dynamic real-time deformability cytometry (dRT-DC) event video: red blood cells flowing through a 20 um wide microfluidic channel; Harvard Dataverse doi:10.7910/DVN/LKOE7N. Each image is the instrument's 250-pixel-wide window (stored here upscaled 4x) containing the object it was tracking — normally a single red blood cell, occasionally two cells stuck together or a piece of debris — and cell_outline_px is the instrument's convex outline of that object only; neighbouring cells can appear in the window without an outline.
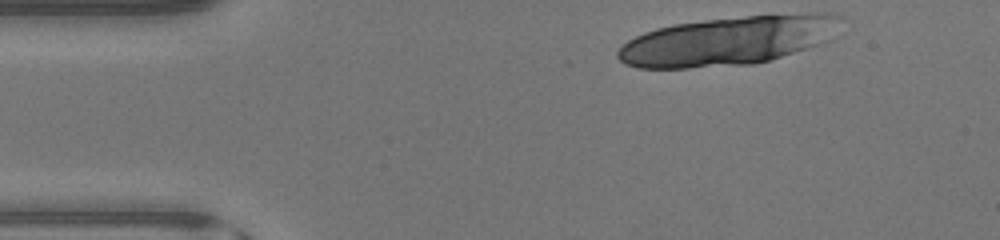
{"species": "human", "species_latin": "Homo sapiens", "temperature_condition": "warm", "stored_images_in_passage": 18, "camera_frame_rate_fps": 3000, "um_per_image_px": 0.085, "donor": {"sex": "male"}, "frame": {"image": 1, "passage_image": 1, "time_ms": 0.0, "image_size_px": [1000, 240], "cell_outline_px": [[844, 16], [832, 40], [820, 44], [768, 60], [752, 64], [688, 68], [636, 68], [624, 64], [616, 56], [616, 52], [628, 40], [644, 32], [656, 28], [672, 24], [704, 20], [744, 16], [808, 12], [828, 12]], "centroid_in_image_um": [61.93, 3.44], "position_along_channel_um": 23.1, "area_um2": 64.16}}
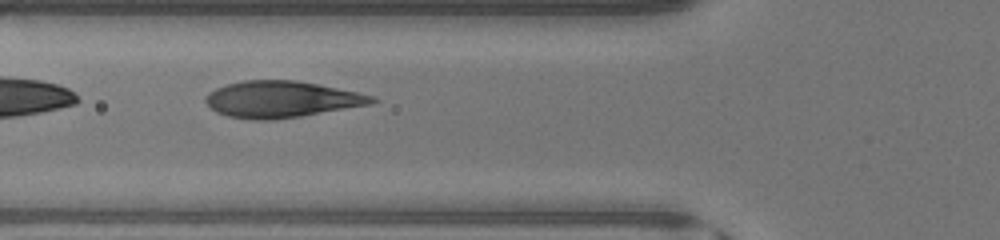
{"frame": {"image": 2, "passage_image": 12, "time_ms": 3.667, "image_size_px": [1000, 240], "cell_outline_px": [[380, 100], [372, 104], [300, 116], [272, 120], [252, 120], [228, 116], [216, 112], [204, 100], [204, 96], [208, 92], [216, 88], [228, 84], [244, 80], [296, 80], [356, 92], [372, 96]], "centroid_in_image_um": [23.89, 8.44], "position_along_channel_um": 101.9, "area_um2": 35.14}}
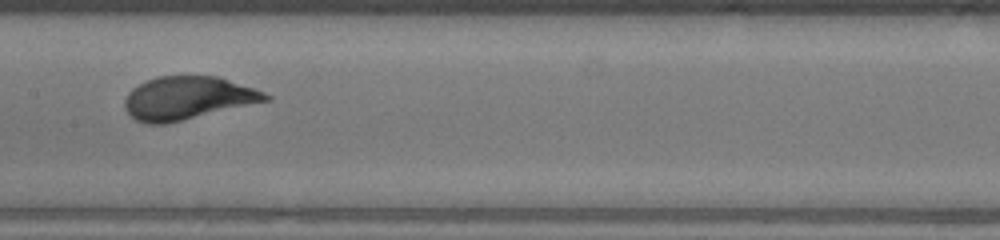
{"frame": {"image": 3, "passage_image": 18, "time_ms": 5.667, "image_size_px": [1000, 240], "cell_outline_px": [[272, 100], [168, 124], [148, 124], [136, 120], [124, 108], [124, 100], [128, 92], [132, 88], [148, 80], [160, 76], [216, 76], [264, 92], [272, 96]], "centroid_in_image_um": [15.95, 8.36], "position_along_channel_um": 191.4, "area_um2": 35.37}}